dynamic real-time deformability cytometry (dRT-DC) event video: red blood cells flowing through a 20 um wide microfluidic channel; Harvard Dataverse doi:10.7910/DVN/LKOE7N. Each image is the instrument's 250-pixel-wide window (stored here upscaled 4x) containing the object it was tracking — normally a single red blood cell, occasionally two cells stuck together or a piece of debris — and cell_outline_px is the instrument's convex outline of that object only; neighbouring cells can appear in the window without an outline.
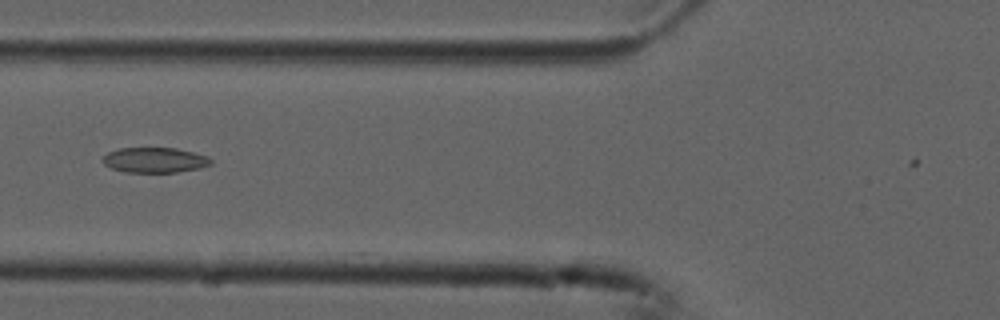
{"species": "common noctule bat (a hibernating species)", "species_latin": "Nyctalus noctula", "temperature_condition": "cold", "stored_images_in_passage": 6, "camera_frame_rate_fps": 3000, "um_per_image_px": 0.085, "animal": {"sex": "male", "forearm_length_mm": 52.5}, "frame": {"image": 1, "passage_image": 3, "time_ms": 0.667, "image_size_px": [1000, 320], "cell_outline_px": [[212, 164], [200, 168], [176, 172], [124, 172], [112, 168], [104, 164], [100, 160], [108, 152], [120, 148], [176, 148], [208, 156], [212, 160]], "centroid_in_image_um": [13.15, 13.6], "position_along_channel_um": 112.7, "area_um2": 15.9}}
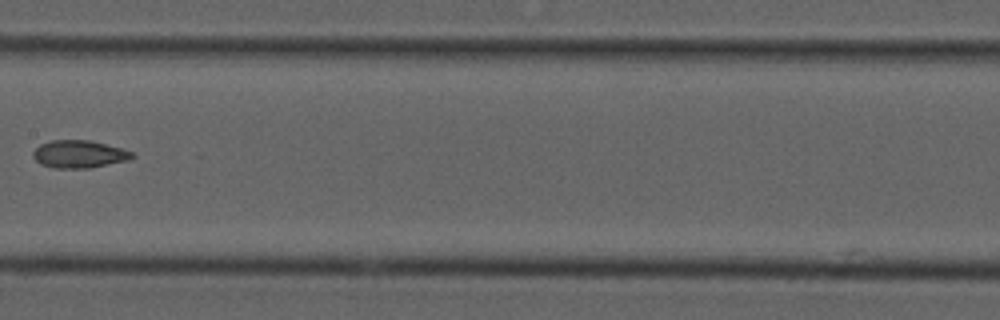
{"frame": {"image": 2, "passage_image": 5, "time_ms": 1.333, "image_size_px": [1000, 320], "cell_outline_px": [[136, 156], [128, 160], [88, 168], [52, 168], [40, 164], [32, 156], [32, 152], [40, 144], [52, 140], [88, 140], [120, 148], [132, 152]], "centroid_in_image_um": [6.68, 13.1], "position_along_channel_um": 200.7, "area_um2": 15.84}}
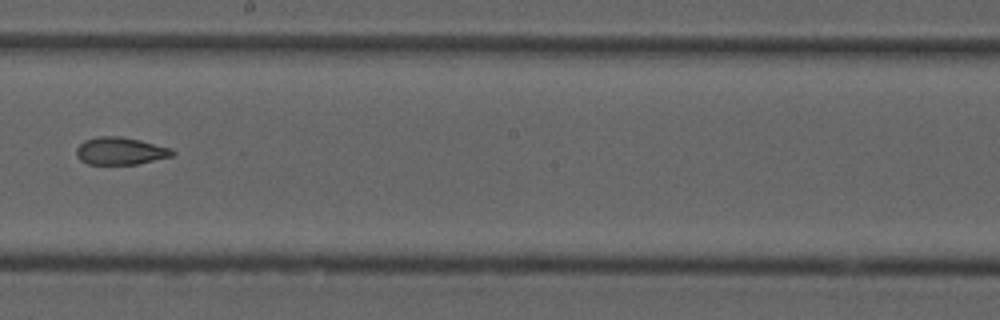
{"frame": {"image": 3, "passage_image": 6, "time_ms": 1.667, "image_size_px": [1000, 320], "cell_outline_px": [[176, 152], [172, 156], [136, 164], [88, 164], [80, 160], [76, 156], [76, 148], [84, 140], [100, 136], [120, 136], [140, 140], [172, 148]], "centroid_in_image_um": [10.22, 12.83], "position_along_channel_um": 238.0, "area_um2": 15.37}}